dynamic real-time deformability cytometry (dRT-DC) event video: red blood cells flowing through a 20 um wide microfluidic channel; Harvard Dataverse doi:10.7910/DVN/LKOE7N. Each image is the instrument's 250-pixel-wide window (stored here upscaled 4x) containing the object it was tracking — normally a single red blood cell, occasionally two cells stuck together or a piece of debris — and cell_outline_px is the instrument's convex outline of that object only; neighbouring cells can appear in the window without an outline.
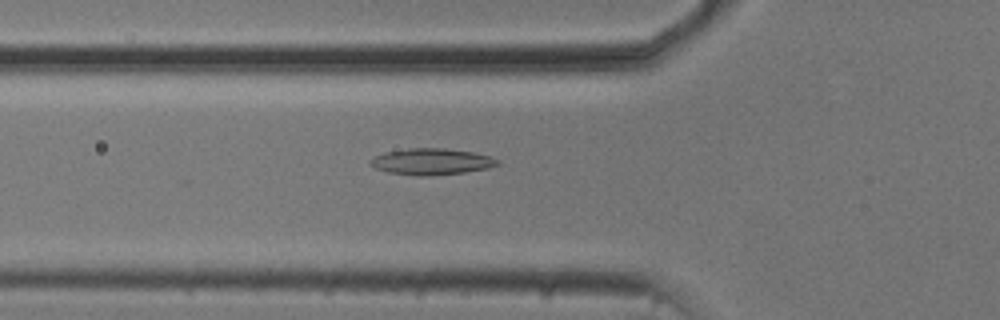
{"species": "common noctule bat (a hibernating species)", "species_latin": "Nyctalus noctula", "temperature_condition": "cold", "stored_images_in_passage": 47, "camera_frame_rate_fps": 3000, "um_per_image_px": 0.085, "animal": {"sex": "male", "body_mass_g": 20.5, "forearm_length_mm": 52.5}, "frame": {"image": 1, "passage_image": 12, "time_ms": 3.667, "image_size_px": [1000, 320], "cell_outline_px": [[500, 164], [488, 168], [464, 172], [428, 176], [416, 176], [388, 172], [376, 168], [368, 164], [368, 160], [384, 152], [408, 148], [444, 148], [472, 152], [488, 156], [500, 160]], "centroid_in_image_um": [36.65, 13.74], "position_along_channel_um": 89.2, "area_um2": 19.54}}
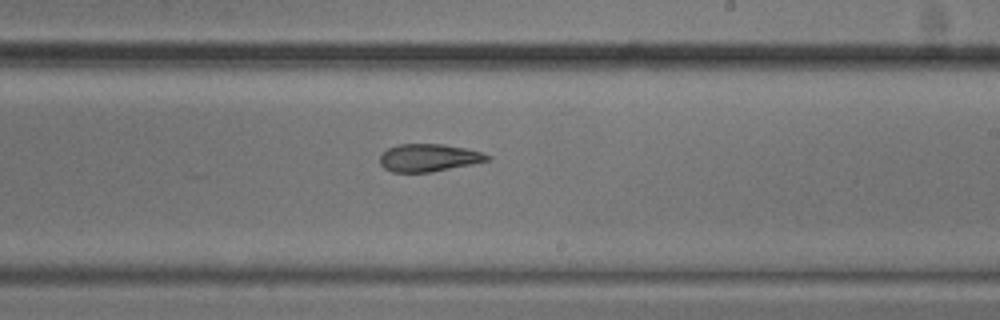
{"frame": {"image": 2, "passage_image": 25, "time_ms": 8.0, "image_size_px": [1000, 320], "cell_outline_px": [[492, 156], [488, 160], [472, 164], [432, 172], [392, 172], [384, 168], [380, 164], [380, 156], [388, 148], [400, 144], [444, 144], [484, 152]], "centroid_in_image_um": [36.46, 13.41], "position_along_channel_um": 252.5, "area_um2": 17.28}}
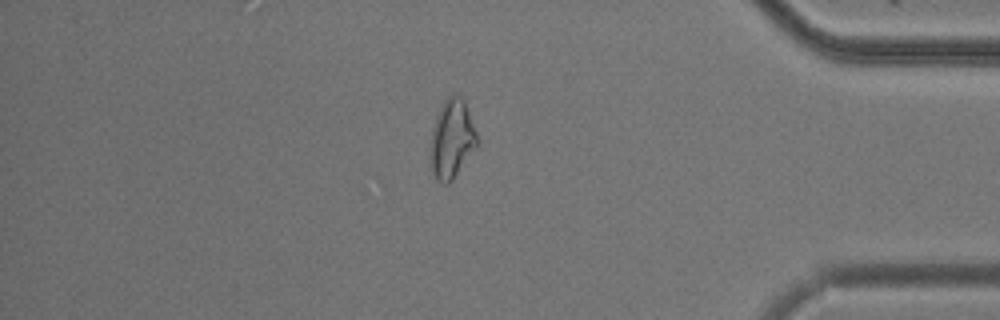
{"frame": {"image": 3, "passage_image": 39, "time_ms": 12.667, "image_size_px": [1000, 320], "cell_outline_px": [[480, 144], [452, 180], [448, 184], [444, 184], [436, 180], [428, 164], [428, 144], [432, 128], [436, 116], [444, 100], [452, 92], [460, 96], [464, 100], [476, 132]], "centroid_in_image_um": [38.36, 11.85], "position_along_channel_um": 396.8, "area_um2": 22.25}, "authors_computed_cell_mechanics": {"area_um2": 19.3052, "velocity_mm_per_s": 3.7531, "shape_relaxation_time_tau1_ms": null, "shape_relaxation_time_tau2_ms": 5.0965, "deformation_change_tau1": null, "deformation_change_tau2": 0.1261}}